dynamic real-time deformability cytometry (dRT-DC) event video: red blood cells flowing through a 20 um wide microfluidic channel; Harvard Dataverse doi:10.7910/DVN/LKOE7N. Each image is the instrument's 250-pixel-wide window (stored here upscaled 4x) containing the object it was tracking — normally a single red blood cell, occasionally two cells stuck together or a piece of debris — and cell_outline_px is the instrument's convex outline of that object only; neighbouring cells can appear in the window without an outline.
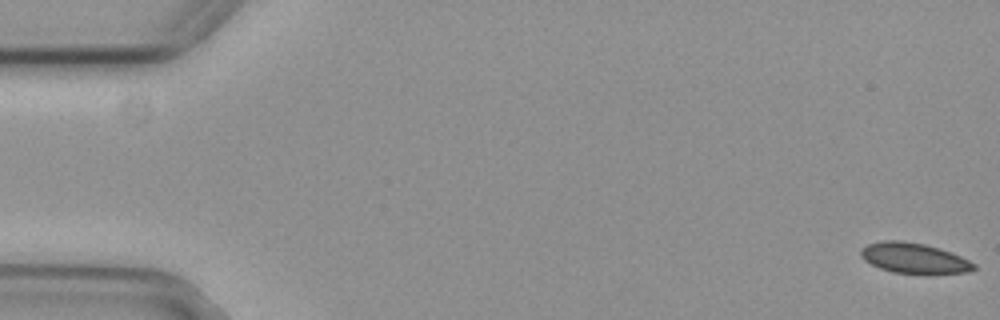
{"species": "common noctule bat (a hibernating species)", "species_latin": "Nyctalus noctula", "temperature_condition": "cold", "stored_images_in_passage": 45, "camera_frame_rate_fps": 3000, "um_per_image_px": 0.085, "animal": {"sex": "female", "body_mass_g": 29.2, "forearm_length_mm": 56.3}, "frame": {"image": 1, "passage_image": 1, "time_ms": 0.0, "image_size_px": [1000, 320], "cell_outline_px": [[976, 268], [968, 272], [924, 276], [892, 272], [880, 268], [864, 260], [860, 256], [860, 248], [868, 244], [884, 240], [900, 240], [924, 244], [940, 248], [952, 252], [976, 264]], "centroid_in_image_um": [77.72, 21.98], "position_along_channel_um": 7.3, "area_um2": 20.69}}
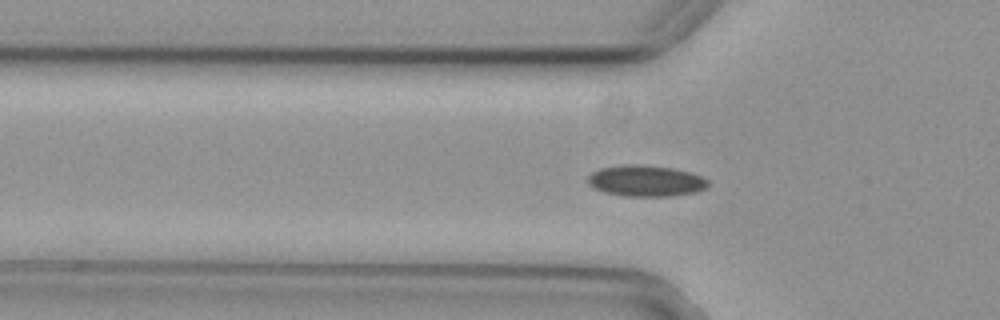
{"frame": {"image": 2, "passage_image": 18, "time_ms": 5.667, "image_size_px": [1000, 320], "cell_outline_px": [[708, 188], [696, 192], [672, 196], [624, 196], [604, 192], [592, 188], [588, 184], [588, 176], [592, 172], [600, 168], [672, 168], [692, 172], [708, 180]], "centroid_in_image_um": [54.95, 15.45], "position_along_channel_um": 70.9, "area_um2": 20.81}}
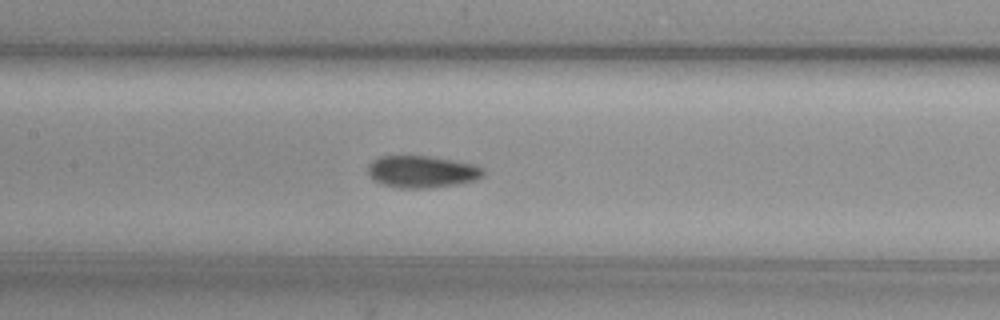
{"frame": {"image": 3, "passage_image": 26, "time_ms": 8.333, "image_size_px": [1000, 320], "cell_outline_px": [[484, 176], [476, 180], [456, 184], [432, 188], [396, 188], [380, 184], [372, 180], [368, 176], [368, 164], [372, 160], [380, 156], [428, 156], [472, 164], [484, 168]], "centroid_in_image_um": [35.81, 14.61], "position_along_channel_um": 171.6, "area_um2": 21.73}}